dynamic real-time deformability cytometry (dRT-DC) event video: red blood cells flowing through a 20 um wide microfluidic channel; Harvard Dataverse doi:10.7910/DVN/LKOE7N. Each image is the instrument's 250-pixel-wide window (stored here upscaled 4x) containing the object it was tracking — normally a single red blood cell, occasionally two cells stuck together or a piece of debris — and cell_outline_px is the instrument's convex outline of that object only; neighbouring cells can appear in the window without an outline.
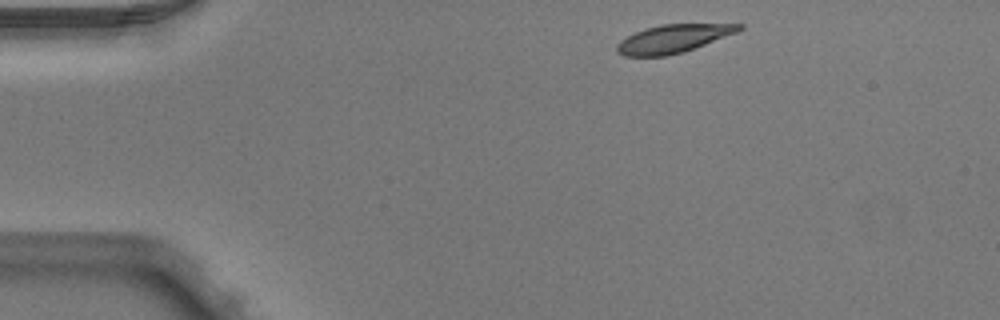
{"species": "Egyptian fruit bat (a non-hibernating species)", "species_latin": "Rousettus aegyptiacus", "temperature_condition": "warm", "stored_images_in_passage": 1, "camera_frame_rate_fps": 3000, "um_per_image_px": 0.085, "animal": {"sex": "male"}, "frame": {"image": 1, "passage_image": 1, "time_ms": 0.0, "image_size_px": [1000, 320], "cell_outline_px": [[744, 28], [736, 32], [684, 52], [668, 56], [624, 56], [616, 52], [616, 44], [620, 40], [644, 28], [660, 24], [744, 24]], "centroid_in_image_um": [57.18, 3.29], "position_along_channel_um": 27.8, "area_um2": 20.0}}